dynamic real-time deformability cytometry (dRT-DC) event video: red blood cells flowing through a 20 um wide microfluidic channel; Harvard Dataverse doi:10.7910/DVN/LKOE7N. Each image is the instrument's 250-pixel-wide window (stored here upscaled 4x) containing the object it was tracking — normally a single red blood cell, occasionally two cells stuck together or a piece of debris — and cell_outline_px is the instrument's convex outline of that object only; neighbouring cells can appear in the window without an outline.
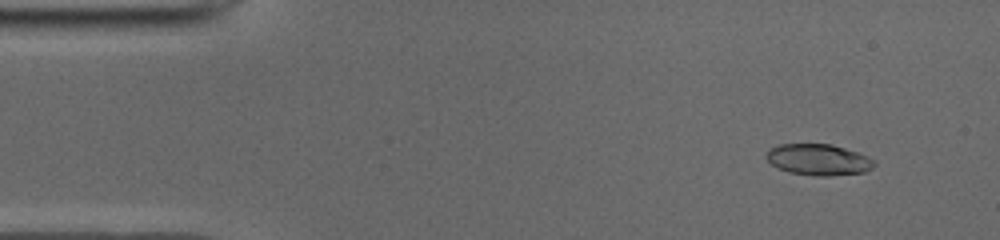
{"species": "common noctule bat (a hibernating species)", "species_latin": "Nyctalus noctula", "temperature_condition": "cold", "stored_images_in_passage": 49, "camera_frame_rate_fps": 3000, "um_per_image_px": 0.085, "animal": {"sex": "male", "body_mass_g": 19.0, "forearm_length_mm": 50.8}, "frame": {"image": 1, "passage_image": 3, "time_ms": 0.667, "image_size_px": [1000, 240], "cell_outline_px": [[876, 164], [872, 168], [864, 172], [828, 176], [816, 176], [788, 172], [772, 164], [764, 156], [772, 148], [780, 144], [832, 144], [868, 156], [876, 160]], "centroid_in_image_um": [69.6, 13.57], "position_along_channel_um": 15.4, "area_um2": 19.54}}
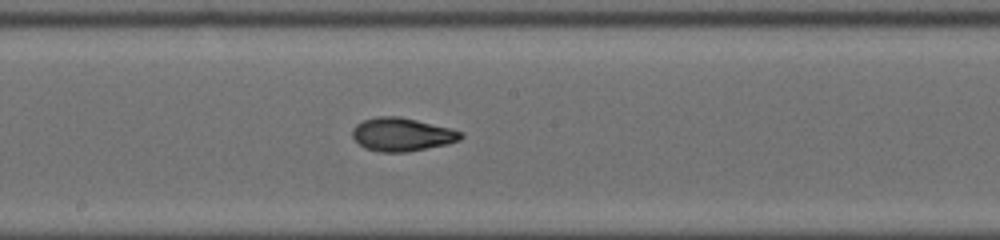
{"frame": {"image": 2, "passage_image": 25, "time_ms": 8.0, "image_size_px": [1000, 240], "cell_outline_px": [[464, 136], [460, 140], [448, 144], [408, 152], [380, 152], [364, 148], [352, 136], [352, 128], [356, 124], [364, 120], [380, 116], [400, 116], [464, 132]], "centroid_in_image_um": [34.17, 11.44], "position_along_channel_um": 214.0, "area_um2": 21.04}}
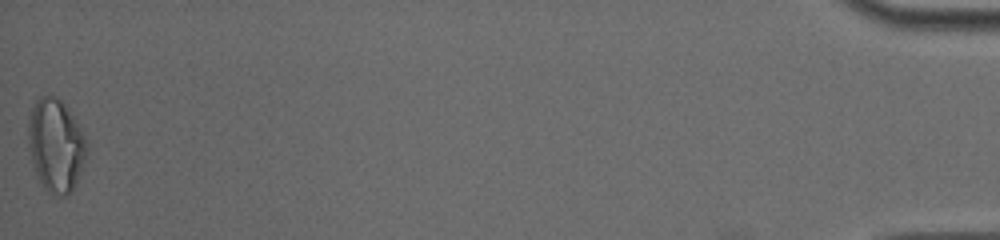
{"frame": {"image": 3, "passage_image": 49, "time_ms": 16.0, "image_size_px": [1000, 240], "cell_outline_px": [[88, 152], [84, 164], [68, 196], [52, 196], [40, 184], [28, 148], [28, 116], [36, 100], [40, 96], [52, 96], [60, 100], [64, 104], [80, 128], [88, 144]], "centroid_in_image_um": [4.73, 12.38], "position_along_channel_um": 430.5, "area_um2": 31.62}, "authors_computed_cell_mechanics": {"area_um2": 20.4612, "velocity_mm_per_s": 3.9614, "shape_relaxation_time_tau1_ms": 10.1159, "shape_relaxation_time_tau2_ms": 1.7108, "deformation_change_tau1": 0.2894, "deformation_change_tau2": 0.0655}}